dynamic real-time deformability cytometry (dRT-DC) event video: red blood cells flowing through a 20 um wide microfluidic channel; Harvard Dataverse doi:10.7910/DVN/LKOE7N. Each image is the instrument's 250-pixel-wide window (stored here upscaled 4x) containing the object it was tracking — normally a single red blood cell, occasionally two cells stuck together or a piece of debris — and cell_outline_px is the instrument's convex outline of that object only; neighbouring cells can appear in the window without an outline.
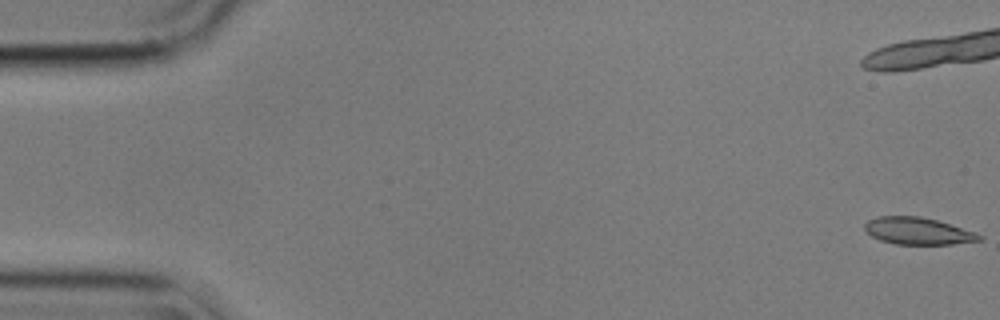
{"species": "common noctule bat (a hibernating species)", "species_latin": "Nyctalus noctula", "temperature_condition": "cold", "stored_images_in_passage": 27, "camera_frame_rate_fps": 3000, "um_per_image_px": 0.085, "animal": {"sex": "male", "body_mass_g": 17.9}, "frame": {"image": 1, "passage_image": 1, "time_ms": 0.0, "image_size_px": [1000, 320], "cell_outline_px": [[984, 236], [980, 240], [952, 244], [896, 244], [880, 240], [872, 236], [864, 228], [864, 224], [868, 220], [876, 216], [920, 216], [936, 220], [976, 232]], "centroid_in_image_um": [78.01, 19.63], "position_along_channel_um": 7.0, "area_um2": 17.98}}